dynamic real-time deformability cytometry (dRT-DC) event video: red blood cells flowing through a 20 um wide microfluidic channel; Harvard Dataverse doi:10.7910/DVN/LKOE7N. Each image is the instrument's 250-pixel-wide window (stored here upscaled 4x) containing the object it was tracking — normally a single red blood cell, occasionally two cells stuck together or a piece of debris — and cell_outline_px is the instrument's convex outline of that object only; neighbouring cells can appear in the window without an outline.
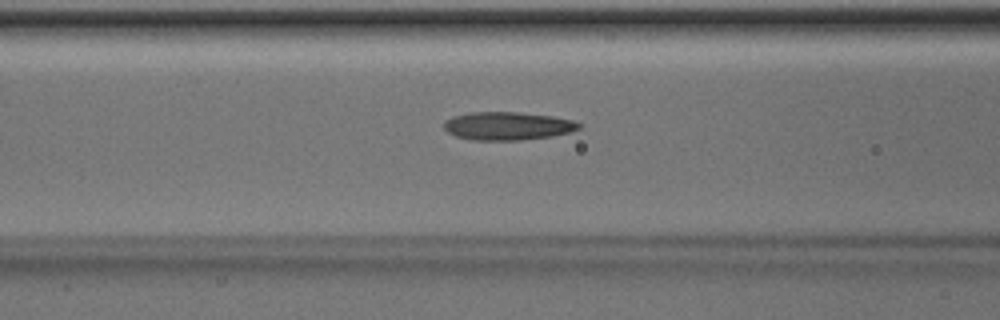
{"species": "Egyptian fruit bat (a non-hibernating species)", "species_latin": "Rousettus aegyptiacus", "temperature_condition": "room temperature", "stored_images_in_passage": 50, "camera_frame_rate_fps": 3000, "um_per_image_px": 0.085, "animal": {"sex": "male"}, "frame": {"image": 1, "passage_image": 20, "time_ms": 6.333, "image_size_px": [1000, 320], "cell_outline_px": [[584, 124], [580, 128], [572, 132], [552, 136], [520, 140], [472, 140], [456, 136], [448, 132], [444, 128], [444, 120], [452, 116], [472, 112], [520, 112], [552, 116], [572, 120]], "centroid_in_image_um": [43.17, 10.7], "position_along_channel_um": 123.4, "area_um2": 22.31}}
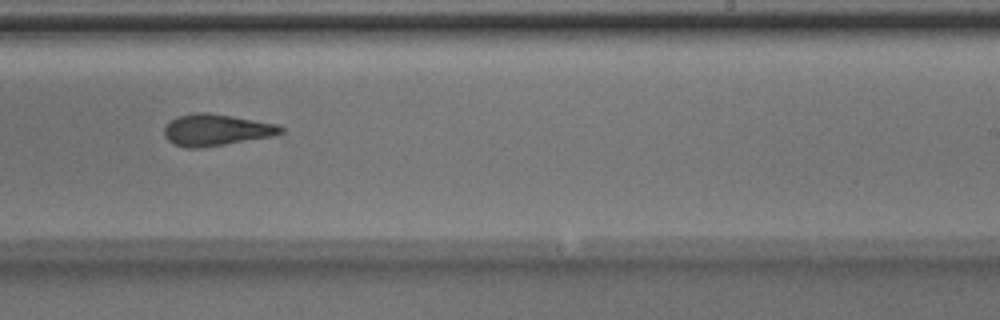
{"frame": {"image": 2, "passage_image": 31, "time_ms": 10.0, "image_size_px": [1000, 320], "cell_outline_px": [[284, 132], [268, 136], [224, 144], [200, 148], [184, 148], [172, 144], [164, 136], [164, 128], [168, 120], [176, 116], [196, 112], [208, 112], [232, 116], [276, 124], [284, 128]], "centroid_in_image_um": [18.27, 11.03], "position_along_channel_um": 270.7, "area_um2": 21.39}}
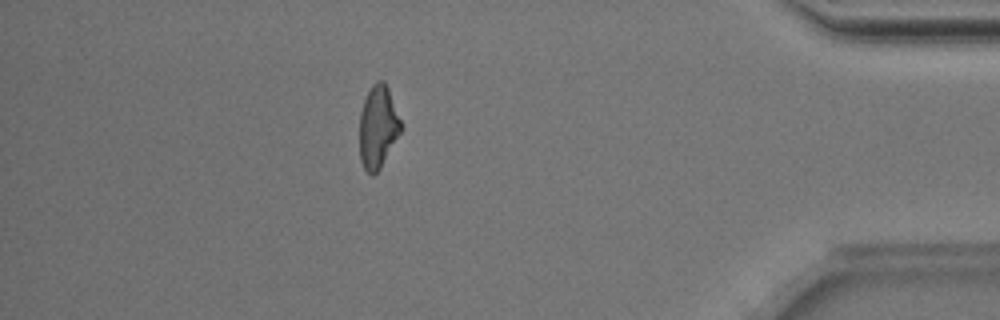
{"frame": {"image": 3, "passage_image": 44, "time_ms": 14.333, "image_size_px": [1000, 320], "cell_outline_px": [[400, 132], [380, 168], [372, 176], [364, 168], [360, 160], [360, 112], [364, 100], [372, 84], [376, 80], [384, 80], [388, 88], [400, 120]], "centroid_in_image_um": [32.1, 10.77], "position_along_channel_um": 403.1, "area_um2": 19.48}, "authors_computed_cell_mechanics": {"area_um2": 21.386, "velocity_mm_per_s": 4.0236, "shape_relaxation_time_tau1_ms": 5.956, "shape_relaxation_time_tau2_ms": 2.7807, "deformation_change_tau1": 0.1697, "deformation_change_tau2": 0.1282}}